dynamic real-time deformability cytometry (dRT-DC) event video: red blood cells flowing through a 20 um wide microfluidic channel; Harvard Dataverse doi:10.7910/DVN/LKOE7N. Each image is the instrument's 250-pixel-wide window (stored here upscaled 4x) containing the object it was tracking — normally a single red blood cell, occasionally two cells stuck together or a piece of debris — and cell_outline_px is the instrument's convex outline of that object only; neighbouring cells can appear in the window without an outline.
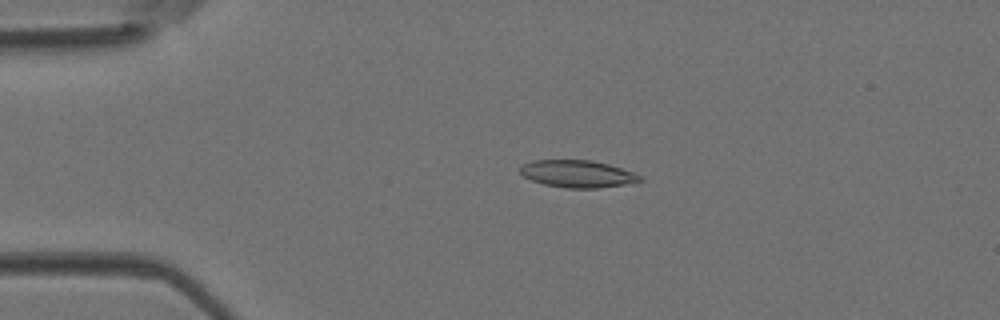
{"species": "Egyptian fruit bat (a non-hibernating species)", "species_latin": "Rousettus aegyptiacus", "temperature_condition": "room temperature", "stored_images_in_passage": 6, "camera_frame_rate_fps": 3000, "um_per_image_px": 0.085, "animal": {"sex": "female"}, "frame": {"image": 1, "passage_image": 3, "time_ms": 0.667, "image_size_px": [1000, 320], "cell_outline_px": [[644, 180], [624, 184], [600, 188], [564, 188], [544, 184], [532, 180], [524, 176], [520, 172], [520, 168], [524, 164], [532, 160], [592, 160], [608, 164], [644, 176]], "centroid_in_image_um": [49.1, 14.78], "position_along_channel_um": 35.9, "area_um2": 18.96}}